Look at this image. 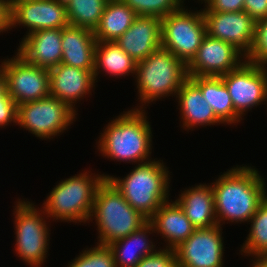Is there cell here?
I'll return each instance as SVG.
<instances>
[{
  "label": "cell",
  "instance_id": "1",
  "mask_svg": "<svg viewBox=\"0 0 267 267\" xmlns=\"http://www.w3.org/2000/svg\"><path fill=\"white\" fill-rule=\"evenodd\" d=\"M264 181L255 168L237 165L213 182L217 224L249 222L267 197Z\"/></svg>",
  "mask_w": 267,
  "mask_h": 267
},
{
  "label": "cell",
  "instance_id": "2",
  "mask_svg": "<svg viewBox=\"0 0 267 267\" xmlns=\"http://www.w3.org/2000/svg\"><path fill=\"white\" fill-rule=\"evenodd\" d=\"M145 112L131 109L108 123L98 140L104 157L132 164L151 161L152 131Z\"/></svg>",
  "mask_w": 267,
  "mask_h": 267
},
{
  "label": "cell",
  "instance_id": "3",
  "mask_svg": "<svg viewBox=\"0 0 267 267\" xmlns=\"http://www.w3.org/2000/svg\"><path fill=\"white\" fill-rule=\"evenodd\" d=\"M160 161L154 159L138 164L121 179L111 175L107 177L127 203L147 219L169 199L170 173Z\"/></svg>",
  "mask_w": 267,
  "mask_h": 267
},
{
  "label": "cell",
  "instance_id": "4",
  "mask_svg": "<svg viewBox=\"0 0 267 267\" xmlns=\"http://www.w3.org/2000/svg\"><path fill=\"white\" fill-rule=\"evenodd\" d=\"M93 216L99 232L97 244L104 246L127 237L148 222L107 178L96 192L90 221L94 220Z\"/></svg>",
  "mask_w": 267,
  "mask_h": 267
},
{
  "label": "cell",
  "instance_id": "5",
  "mask_svg": "<svg viewBox=\"0 0 267 267\" xmlns=\"http://www.w3.org/2000/svg\"><path fill=\"white\" fill-rule=\"evenodd\" d=\"M141 106L177 95L183 83L189 78L187 65L170 51L159 48L144 60L137 62L135 76Z\"/></svg>",
  "mask_w": 267,
  "mask_h": 267
},
{
  "label": "cell",
  "instance_id": "6",
  "mask_svg": "<svg viewBox=\"0 0 267 267\" xmlns=\"http://www.w3.org/2000/svg\"><path fill=\"white\" fill-rule=\"evenodd\" d=\"M80 173L56 185L43 203L47 217L65 222H89L98 187L109 175Z\"/></svg>",
  "mask_w": 267,
  "mask_h": 267
},
{
  "label": "cell",
  "instance_id": "7",
  "mask_svg": "<svg viewBox=\"0 0 267 267\" xmlns=\"http://www.w3.org/2000/svg\"><path fill=\"white\" fill-rule=\"evenodd\" d=\"M15 218V253L30 267H41L47 258L49 249V227L44 209L37 210L32 202L21 200L16 202ZM41 213H40V212ZM43 212V213H42ZM43 214V215H42Z\"/></svg>",
  "mask_w": 267,
  "mask_h": 267
},
{
  "label": "cell",
  "instance_id": "8",
  "mask_svg": "<svg viewBox=\"0 0 267 267\" xmlns=\"http://www.w3.org/2000/svg\"><path fill=\"white\" fill-rule=\"evenodd\" d=\"M206 34L201 9L192 12L185 10L182 5L177 11L161 19V47L186 65L195 57Z\"/></svg>",
  "mask_w": 267,
  "mask_h": 267
},
{
  "label": "cell",
  "instance_id": "9",
  "mask_svg": "<svg viewBox=\"0 0 267 267\" xmlns=\"http://www.w3.org/2000/svg\"><path fill=\"white\" fill-rule=\"evenodd\" d=\"M76 112L63 101L48 96L18 105L17 125L39 137L50 139L67 130Z\"/></svg>",
  "mask_w": 267,
  "mask_h": 267
},
{
  "label": "cell",
  "instance_id": "10",
  "mask_svg": "<svg viewBox=\"0 0 267 267\" xmlns=\"http://www.w3.org/2000/svg\"><path fill=\"white\" fill-rule=\"evenodd\" d=\"M15 55L11 59H5L0 67L6 78L7 92L17 105L50 96L49 70Z\"/></svg>",
  "mask_w": 267,
  "mask_h": 267
},
{
  "label": "cell",
  "instance_id": "11",
  "mask_svg": "<svg viewBox=\"0 0 267 267\" xmlns=\"http://www.w3.org/2000/svg\"><path fill=\"white\" fill-rule=\"evenodd\" d=\"M228 89L235 112L246 111L267 102V67L245 60L237 69L220 76Z\"/></svg>",
  "mask_w": 267,
  "mask_h": 267
},
{
  "label": "cell",
  "instance_id": "12",
  "mask_svg": "<svg viewBox=\"0 0 267 267\" xmlns=\"http://www.w3.org/2000/svg\"><path fill=\"white\" fill-rule=\"evenodd\" d=\"M220 225L195 229L175 249L177 267H223L225 250Z\"/></svg>",
  "mask_w": 267,
  "mask_h": 267
},
{
  "label": "cell",
  "instance_id": "13",
  "mask_svg": "<svg viewBox=\"0 0 267 267\" xmlns=\"http://www.w3.org/2000/svg\"><path fill=\"white\" fill-rule=\"evenodd\" d=\"M9 30L22 25L32 32L69 26L66 8L54 0L8 1Z\"/></svg>",
  "mask_w": 267,
  "mask_h": 267
},
{
  "label": "cell",
  "instance_id": "14",
  "mask_svg": "<svg viewBox=\"0 0 267 267\" xmlns=\"http://www.w3.org/2000/svg\"><path fill=\"white\" fill-rule=\"evenodd\" d=\"M245 58L233 44L206 34L195 57L187 65V73L188 76L220 77L237 69Z\"/></svg>",
  "mask_w": 267,
  "mask_h": 267
},
{
  "label": "cell",
  "instance_id": "15",
  "mask_svg": "<svg viewBox=\"0 0 267 267\" xmlns=\"http://www.w3.org/2000/svg\"><path fill=\"white\" fill-rule=\"evenodd\" d=\"M208 36L233 44L245 56L252 50L256 22L245 12L203 11Z\"/></svg>",
  "mask_w": 267,
  "mask_h": 267
},
{
  "label": "cell",
  "instance_id": "16",
  "mask_svg": "<svg viewBox=\"0 0 267 267\" xmlns=\"http://www.w3.org/2000/svg\"><path fill=\"white\" fill-rule=\"evenodd\" d=\"M93 71L62 63L53 67L49 70L50 96L63 101L77 113L74 103L91 93L97 82L94 79Z\"/></svg>",
  "mask_w": 267,
  "mask_h": 267
},
{
  "label": "cell",
  "instance_id": "17",
  "mask_svg": "<svg viewBox=\"0 0 267 267\" xmlns=\"http://www.w3.org/2000/svg\"><path fill=\"white\" fill-rule=\"evenodd\" d=\"M115 42L136 62L144 60L161 48V19L156 16H137L131 27Z\"/></svg>",
  "mask_w": 267,
  "mask_h": 267
},
{
  "label": "cell",
  "instance_id": "18",
  "mask_svg": "<svg viewBox=\"0 0 267 267\" xmlns=\"http://www.w3.org/2000/svg\"><path fill=\"white\" fill-rule=\"evenodd\" d=\"M62 29H44L25 35L18 52L26 62L47 70L62 60Z\"/></svg>",
  "mask_w": 267,
  "mask_h": 267
},
{
  "label": "cell",
  "instance_id": "19",
  "mask_svg": "<svg viewBox=\"0 0 267 267\" xmlns=\"http://www.w3.org/2000/svg\"><path fill=\"white\" fill-rule=\"evenodd\" d=\"M148 222L153 226L155 232L162 234V238H166V248L175 249L196 229L176 201L169 203L168 200L163 203L148 219Z\"/></svg>",
  "mask_w": 267,
  "mask_h": 267
},
{
  "label": "cell",
  "instance_id": "20",
  "mask_svg": "<svg viewBox=\"0 0 267 267\" xmlns=\"http://www.w3.org/2000/svg\"><path fill=\"white\" fill-rule=\"evenodd\" d=\"M62 64L94 70L97 41L94 31L82 27L62 28Z\"/></svg>",
  "mask_w": 267,
  "mask_h": 267
},
{
  "label": "cell",
  "instance_id": "21",
  "mask_svg": "<svg viewBox=\"0 0 267 267\" xmlns=\"http://www.w3.org/2000/svg\"><path fill=\"white\" fill-rule=\"evenodd\" d=\"M176 98H178L180 117L184 129L222 123L205 100L201 89L190 78L183 83L177 92Z\"/></svg>",
  "mask_w": 267,
  "mask_h": 267
},
{
  "label": "cell",
  "instance_id": "22",
  "mask_svg": "<svg viewBox=\"0 0 267 267\" xmlns=\"http://www.w3.org/2000/svg\"><path fill=\"white\" fill-rule=\"evenodd\" d=\"M175 201L196 229L218 225L212 185L199 184L188 188Z\"/></svg>",
  "mask_w": 267,
  "mask_h": 267
},
{
  "label": "cell",
  "instance_id": "23",
  "mask_svg": "<svg viewBox=\"0 0 267 267\" xmlns=\"http://www.w3.org/2000/svg\"><path fill=\"white\" fill-rule=\"evenodd\" d=\"M152 233L156 232L153 226L147 222L138 231L109 244L108 247L113 252L116 267H135L143 257L157 251L154 249L155 243L153 245L148 238V235Z\"/></svg>",
  "mask_w": 267,
  "mask_h": 267
},
{
  "label": "cell",
  "instance_id": "24",
  "mask_svg": "<svg viewBox=\"0 0 267 267\" xmlns=\"http://www.w3.org/2000/svg\"><path fill=\"white\" fill-rule=\"evenodd\" d=\"M189 78L201 89L205 100L222 124L240 123L242 118L235 112L230 94L221 77L189 76Z\"/></svg>",
  "mask_w": 267,
  "mask_h": 267
},
{
  "label": "cell",
  "instance_id": "25",
  "mask_svg": "<svg viewBox=\"0 0 267 267\" xmlns=\"http://www.w3.org/2000/svg\"><path fill=\"white\" fill-rule=\"evenodd\" d=\"M136 65L137 62L115 41H97L93 71L95 81L102 69L107 72V75L118 78V76H129L130 73L134 75Z\"/></svg>",
  "mask_w": 267,
  "mask_h": 267
},
{
  "label": "cell",
  "instance_id": "26",
  "mask_svg": "<svg viewBox=\"0 0 267 267\" xmlns=\"http://www.w3.org/2000/svg\"><path fill=\"white\" fill-rule=\"evenodd\" d=\"M136 17V13L122 0H108L94 31L96 41H115L131 27Z\"/></svg>",
  "mask_w": 267,
  "mask_h": 267
},
{
  "label": "cell",
  "instance_id": "27",
  "mask_svg": "<svg viewBox=\"0 0 267 267\" xmlns=\"http://www.w3.org/2000/svg\"><path fill=\"white\" fill-rule=\"evenodd\" d=\"M108 0H71L66 8L70 26L95 31Z\"/></svg>",
  "mask_w": 267,
  "mask_h": 267
},
{
  "label": "cell",
  "instance_id": "28",
  "mask_svg": "<svg viewBox=\"0 0 267 267\" xmlns=\"http://www.w3.org/2000/svg\"><path fill=\"white\" fill-rule=\"evenodd\" d=\"M250 232L241 247L246 256L267 254V197L250 219Z\"/></svg>",
  "mask_w": 267,
  "mask_h": 267
},
{
  "label": "cell",
  "instance_id": "29",
  "mask_svg": "<svg viewBox=\"0 0 267 267\" xmlns=\"http://www.w3.org/2000/svg\"><path fill=\"white\" fill-rule=\"evenodd\" d=\"M137 16H156L160 19L177 11L182 0H122Z\"/></svg>",
  "mask_w": 267,
  "mask_h": 267
},
{
  "label": "cell",
  "instance_id": "30",
  "mask_svg": "<svg viewBox=\"0 0 267 267\" xmlns=\"http://www.w3.org/2000/svg\"><path fill=\"white\" fill-rule=\"evenodd\" d=\"M82 252L68 267H116L113 252L108 246L97 244Z\"/></svg>",
  "mask_w": 267,
  "mask_h": 267
},
{
  "label": "cell",
  "instance_id": "31",
  "mask_svg": "<svg viewBox=\"0 0 267 267\" xmlns=\"http://www.w3.org/2000/svg\"><path fill=\"white\" fill-rule=\"evenodd\" d=\"M245 59L267 66V18L256 22L253 47Z\"/></svg>",
  "mask_w": 267,
  "mask_h": 267
},
{
  "label": "cell",
  "instance_id": "32",
  "mask_svg": "<svg viewBox=\"0 0 267 267\" xmlns=\"http://www.w3.org/2000/svg\"><path fill=\"white\" fill-rule=\"evenodd\" d=\"M135 267H177L173 248H164L142 258Z\"/></svg>",
  "mask_w": 267,
  "mask_h": 267
},
{
  "label": "cell",
  "instance_id": "33",
  "mask_svg": "<svg viewBox=\"0 0 267 267\" xmlns=\"http://www.w3.org/2000/svg\"><path fill=\"white\" fill-rule=\"evenodd\" d=\"M18 105L12 97L6 92L0 97V127H5L13 123H17Z\"/></svg>",
  "mask_w": 267,
  "mask_h": 267
},
{
  "label": "cell",
  "instance_id": "34",
  "mask_svg": "<svg viewBox=\"0 0 267 267\" xmlns=\"http://www.w3.org/2000/svg\"><path fill=\"white\" fill-rule=\"evenodd\" d=\"M206 8L202 11L213 12H241L244 7V0H201Z\"/></svg>",
  "mask_w": 267,
  "mask_h": 267
},
{
  "label": "cell",
  "instance_id": "35",
  "mask_svg": "<svg viewBox=\"0 0 267 267\" xmlns=\"http://www.w3.org/2000/svg\"><path fill=\"white\" fill-rule=\"evenodd\" d=\"M245 11L255 22L267 18V0H244Z\"/></svg>",
  "mask_w": 267,
  "mask_h": 267
},
{
  "label": "cell",
  "instance_id": "36",
  "mask_svg": "<svg viewBox=\"0 0 267 267\" xmlns=\"http://www.w3.org/2000/svg\"><path fill=\"white\" fill-rule=\"evenodd\" d=\"M9 10L8 0H0V33L9 30Z\"/></svg>",
  "mask_w": 267,
  "mask_h": 267
},
{
  "label": "cell",
  "instance_id": "37",
  "mask_svg": "<svg viewBox=\"0 0 267 267\" xmlns=\"http://www.w3.org/2000/svg\"><path fill=\"white\" fill-rule=\"evenodd\" d=\"M256 258V259H255ZM252 267H267V254L255 256Z\"/></svg>",
  "mask_w": 267,
  "mask_h": 267
},
{
  "label": "cell",
  "instance_id": "38",
  "mask_svg": "<svg viewBox=\"0 0 267 267\" xmlns=\"http://www.w3.org/2000/svg\"><path fill=\"white\" fill-rule=\"evenodd\" d=\"M6 92H7L6 78L2 68L0 67V97H2Z\"/></svg>",
  "mask_w": 267,
  "mask_h": 267
},
{
  "label": "cell",
  "instance_id": "39",
  "mask_svg": "<svg viewBox=\"0 0 267 267\" xmlns=\"http://www.w3.org/2000/svg\"><path fill=\"white\" fill-rule=\"evenodd\" d=\"M59 5L63 6L64 8H67L68 5H70L71 0H54Z\"/></svg>",
  "mask_w": 267,
  "mask_h": 267
},
{
  "label": "cell",
  "instance_id": "40",
  "mask_svg": "<svg viewBox=\"0 0 267 267\" xmlns=\"http://www.w3.org/2000/svg\"><path fill=\"white\" fill-rule=\"evenodd\" d=\"M8 1H25V0H8Z\"/></svg>",
  "mask_w": 267,
  "mask_h": 267
}]
</instances>
